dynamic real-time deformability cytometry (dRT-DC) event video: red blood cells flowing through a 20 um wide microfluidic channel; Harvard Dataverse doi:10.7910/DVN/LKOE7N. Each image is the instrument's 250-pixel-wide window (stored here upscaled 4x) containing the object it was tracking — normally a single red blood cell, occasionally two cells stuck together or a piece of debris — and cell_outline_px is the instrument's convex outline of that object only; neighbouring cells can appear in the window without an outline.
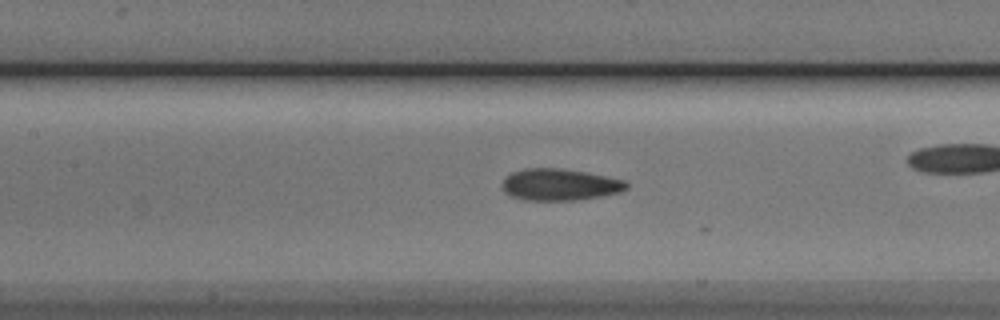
{"species": "Egyptian fruit bat (a non-hibernating species)", "species_latin": "Rousettus aegyptiacus", "temperature_condition": "cold", "stored_images_in_passage": 17, "camera_frame_rate_fps": 3000, "um_per_image_px": 0.085, "animal": {"sex": "male"}, "frame": {"image": 1, "passage_image": 16, "time_ms": 5.0, "image_size_px": [1000, 320], "cell_outline_px": [[628, 188], [620, 192], [600, 196], [576, 200], [524, 200], [512, 196], [504, 192], [504, 176], [512, 172], [524, 168], [556, 168], [584, 172], [624, 180], [628, 184]], "centroid_in_image_um": [47.56, 15.69], "position_along_channel_um": 159.8, "area_um2": 22.72}}